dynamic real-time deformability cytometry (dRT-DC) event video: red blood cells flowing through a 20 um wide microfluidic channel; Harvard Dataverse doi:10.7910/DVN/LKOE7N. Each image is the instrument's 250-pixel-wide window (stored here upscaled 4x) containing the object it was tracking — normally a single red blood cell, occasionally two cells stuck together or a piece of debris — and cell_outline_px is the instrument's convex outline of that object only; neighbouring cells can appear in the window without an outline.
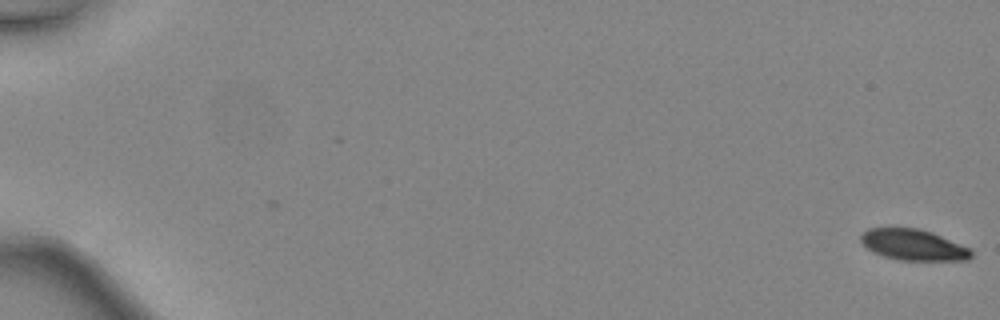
{"species": "common noctule bat (a hibernating species)", "species_latin": "Nyctalus noctula", "temperature_condition": "warm", "stored_images_in_passage": 3, "camera_frame_rate_fps": 3000, "um_per_image_px": 0.085, "animal": {"sex": "female", "body_mass_g": 24.6, "forearm_length_mm": 56.2}, "frame": {"image": 1, "passage_image": 3, "time_ms": 0.667, "image_size_px": [1000, 320], "cell_outline_px": [[972, 256], [968, 260], [900, 260], [884, 256], [872, 252], [860, 240], [860, 236], [868, 228], [920, 228], [932, 232], [968, 248], [972, 252]], "centroid_in_image_um": [77.61, 20.81], "position_along_channel_um": 7.4, "area_um2": 19.71}}